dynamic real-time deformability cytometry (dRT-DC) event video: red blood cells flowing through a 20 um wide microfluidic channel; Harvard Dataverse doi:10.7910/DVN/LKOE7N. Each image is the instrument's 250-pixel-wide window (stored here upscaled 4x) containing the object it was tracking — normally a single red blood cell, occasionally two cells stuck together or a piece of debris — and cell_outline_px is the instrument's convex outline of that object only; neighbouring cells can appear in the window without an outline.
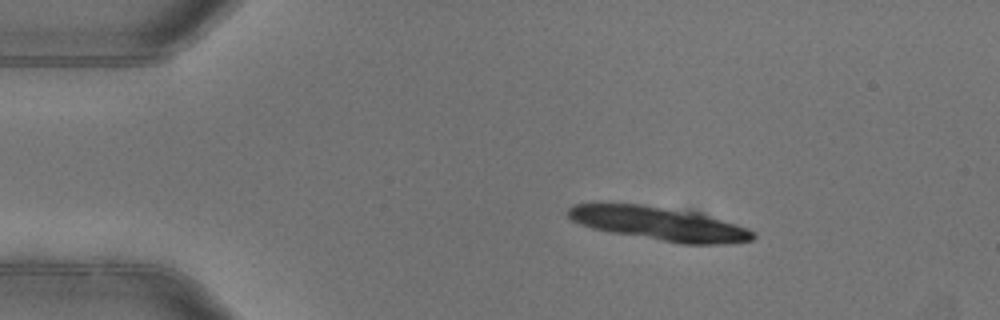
{"species": "common noctule bat (a hibernating species)", "species_latin": "Nyctalus noctula", "temperature_condition": "warm", "stored_images_in_passage": 2, "camera_frame_rate_fps": 3000, "um_per_image_px": 0.085, "animal": {"sex": "female"}, "frame": {"image": 1, "passage_image": 1, "time_ms": 0.0, "image_size_px": [1000, 320], "cell_outline_px": [[756, 236], [752, 240], [724, 244], [680, 244], [612, 232], [592, 228], [580, 224], [572, 220], [564, 212], [568, 208], [576, 204], [640, 204], [664, 208], [708, 216], [736, 224], [748, 228], [756, 232]], "centroid_in_image_um": [56.02, 19.03], "position_along_channel_um": 29.0, "area_um2": 35.66}}